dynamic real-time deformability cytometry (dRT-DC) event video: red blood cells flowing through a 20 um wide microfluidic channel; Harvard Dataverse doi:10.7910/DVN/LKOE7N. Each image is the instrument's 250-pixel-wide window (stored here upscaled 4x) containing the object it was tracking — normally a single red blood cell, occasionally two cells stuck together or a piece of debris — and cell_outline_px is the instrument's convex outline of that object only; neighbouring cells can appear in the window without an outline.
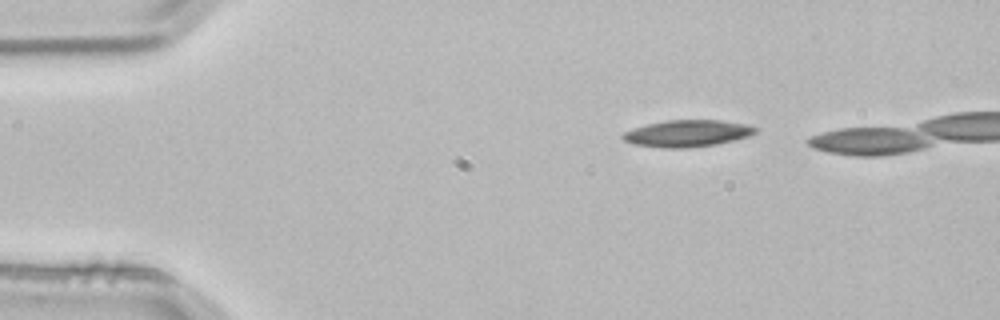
{"species": "common noctule bat (a hibernating species)", "species_latin": "Nyctalus noctula", "temperature_condition": "room temperature", "stored_images_in_passage": 3, "camera_frame_rate_fps": 3000, "um_per_image_px": 0.085, "animal": {"sex": "male", "body_mass_g": 21.5, "forearm_length_mm": 52.0}, "frame": {"image": 1, "passage_image": 1, "time_ms": 0.0, "image_size_px": [1000, 320], "cell_outline_px": [[756, 132], [748, 136], [716, 144], [688, 148], [660, 148], [636, 144], [624, 140], [620, 136], [624, 132], [648, 124], [668, 120], [720, 120], [744, 124], [756, 128]], "centroid_in_image_um": [58.4, 11.34], "position_along_channel_um": 26.6, "area_um2": 20.35}}